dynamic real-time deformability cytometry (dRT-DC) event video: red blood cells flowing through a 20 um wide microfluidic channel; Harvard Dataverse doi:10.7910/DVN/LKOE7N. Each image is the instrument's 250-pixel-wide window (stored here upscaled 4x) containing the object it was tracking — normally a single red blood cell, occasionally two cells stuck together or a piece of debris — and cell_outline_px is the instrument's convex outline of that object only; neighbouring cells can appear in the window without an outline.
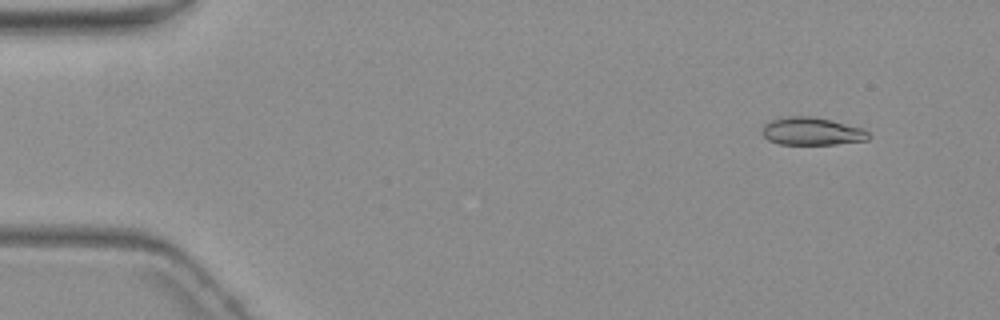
{"species": "common noctule bat (a hibernating species)", "species_latin": "Nyctalus noctula", "temperature_condition": "warm", "stored_images_in_passage": 5, "camera_frame_rate_fps": 3000, "um_per_image_px": 0.085, "animal": {"sex": "female", "body_mass_g": 19.3, "forearm_length_mm": 54.1}, "frame": {"image": 1, "passage_image": 1, "time_ms": 0.0, "image_size_px": [1000, 320], "cell_outline_px": [[872, 136], [868, 140], [836, 144], [780, 144], [768, 140], [760, 132], [764, 124], [772, 120], [788, 116], [808, 116], [832, 120], [864, 128]], "centroid_in_image_um": [69.03, 11.16], "position_along_channel_um": 16.0, "area_um2": 17.34}}
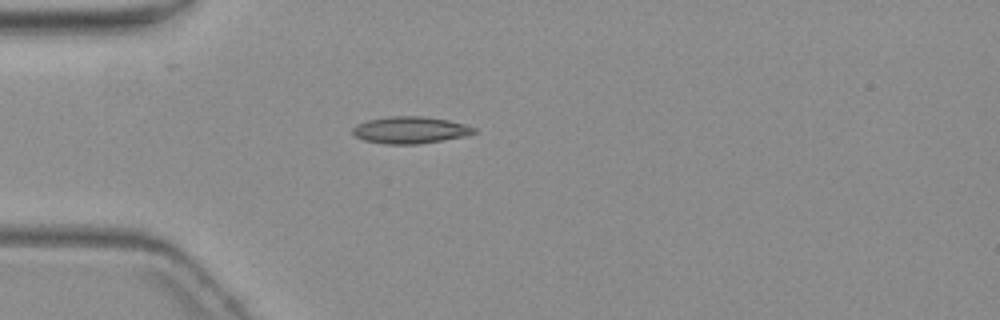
{"frame": {"image": 2, "passage_image": 4, "time_ms": 3.667, "image_size_px": [1000, 320], "cell_outline_px": [[476, 132], [468, 136], [444, 140], [416, 144], [384, 144], [364, 140], [356, 136], [352, 132], [352, 128], [356, 124], [368, 120], [392, 116], [424, 116], [448, 120], [468, 124], [476, 128]], "centroid_in_image_um": [34.91, 11.05], "position_along_channel_um": 50.1, "area_um2": 19.19}}